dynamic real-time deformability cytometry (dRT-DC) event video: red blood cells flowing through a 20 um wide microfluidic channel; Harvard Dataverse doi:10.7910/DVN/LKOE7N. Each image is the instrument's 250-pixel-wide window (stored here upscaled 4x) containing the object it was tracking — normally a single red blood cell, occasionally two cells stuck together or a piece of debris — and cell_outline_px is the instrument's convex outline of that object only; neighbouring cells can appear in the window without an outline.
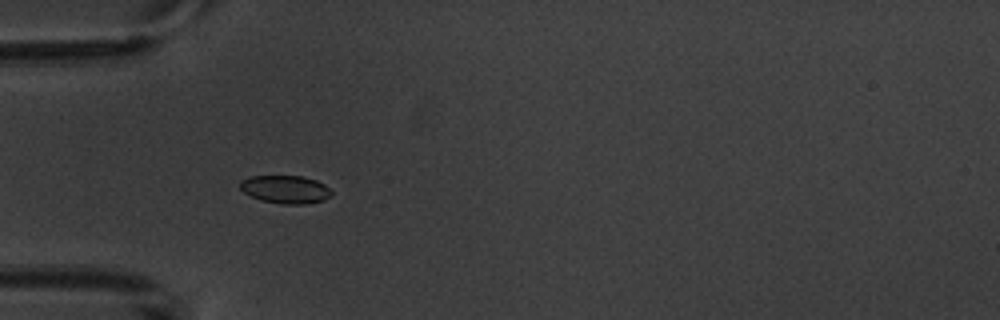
{"species": "common noctule bat (a hibernating species)", "species_latin": "Nyctalus noctula", "temperature_condition": "warm", "stored_images_in_passage": 2, "camera_frame_rate_fps": 3000, "um_per_image_px": 0.085, "animal": {"sex": "male", "body_mass_g": 20.1, "forearm_length_mm": 53.5}, "frame": {"image": 1, "passage_image": 1, "time_ms": 0.0, "image_size_px": [1000, 320], "cell_outline_px": [[332, 196], [324, 200], [304, 204], [280, 204], [260, 200], [244, 192], [240, 188], [240, 180], [252, 176], [304, 176], [316, 180], [324, 184], [332, 192]], "centroid_in_image_um": [24.27, 16.1], "position_along_channel_um": 60.7, "area_um2": 14.97}}